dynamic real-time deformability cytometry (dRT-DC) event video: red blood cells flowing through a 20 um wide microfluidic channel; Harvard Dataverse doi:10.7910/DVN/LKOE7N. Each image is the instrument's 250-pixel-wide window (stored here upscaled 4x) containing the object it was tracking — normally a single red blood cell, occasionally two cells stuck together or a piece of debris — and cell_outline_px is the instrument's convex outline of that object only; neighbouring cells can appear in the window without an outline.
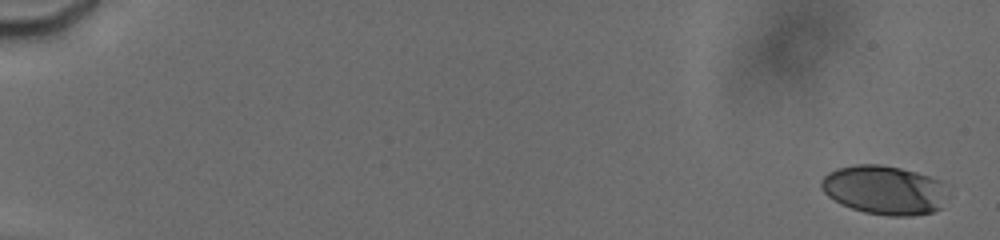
{"species": "human", "species_latin": "Homo sapiens", "temperature_condition": "cold", "stored_images_in_passage": 7, "camera_frame_rate_fps": 3000, "um_per_image_px": 0.085, "donor": {"sex": "male"}, "frame": {"image": 1, "passage_image": 1, "time_ms": 0.0, "image_size_px": [1000, 240], "cell_outline_px": [[944, 208], [932, 212], [912, 216], [888, 216], [864, 212], [840, 204], [828, 196], [820, 188], [820, 180], [828, 172], [836, 168], [856, 164], [880, 164], [900, 168], [916, 172], [940, 180], [944, 204]], "centroid_in_image_um": [75.1, 16.15], "position_along_channel_um": 9.9, "area_um2": 36.07}}